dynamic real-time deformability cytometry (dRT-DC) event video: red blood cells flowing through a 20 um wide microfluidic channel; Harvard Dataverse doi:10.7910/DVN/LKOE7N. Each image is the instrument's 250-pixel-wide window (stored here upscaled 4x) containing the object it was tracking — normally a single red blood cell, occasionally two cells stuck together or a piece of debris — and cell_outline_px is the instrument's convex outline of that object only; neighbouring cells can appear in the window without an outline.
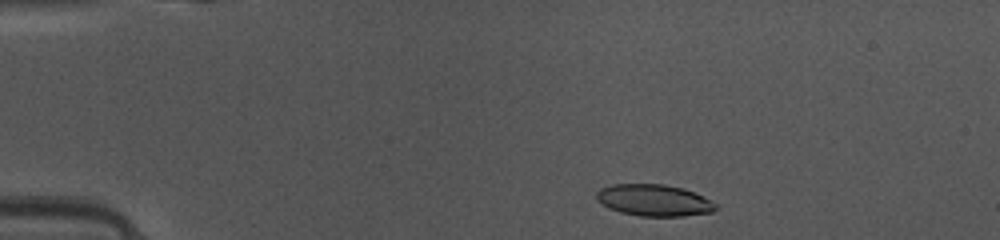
{"species": "common noctule bat (a hibernating species)", "species_latin": "Nyctalus noctula", "temperature_condition": "warm", "stored_images_in_passage": 42, "camera_frame_rate_fps": 3000, "um_per_image_px": 0.085, "animal": {"sex": "female", "body_mass_g": 10.0, "forearm_length_mm": 53.1}, "frame": {"image": 1, "passage_image": 3, "time_ms": 0.667, "image_size_px": [1000, 240], "cell_outline_px": [[716, 208], [712, 212], [684, 216], [640, 216], [620, 212], [608, 208], [596, 200], [596, 192], [600, 188], [612, 184], [664, 184], [684, 188], [704, 196], [716, 204]], "centroid_in_image_um": [55.57, 17.02], "position_along_channel_um": 29.4, "area_um2": 22.14}}
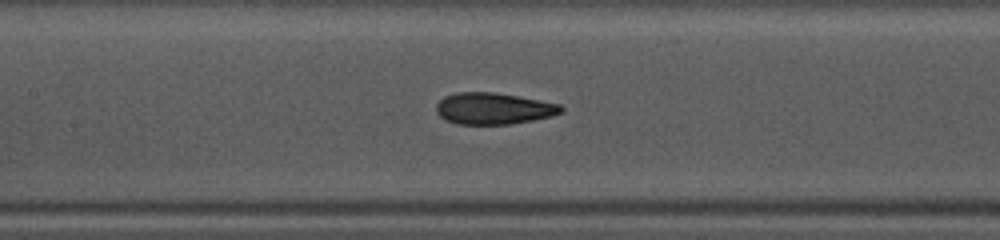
{"frame": {"image": 2, "passage_image": 17, "time_ms": 5.333, "image_size_px": [1000, 240], "cell_outline_px": [[564, 112], [552, 116], [532, 120], [508, 124], [456, 124], [444, 120], [436, 112], [436, 104], [444, 96], [456, 92], [492, 92], [540, 100], [560, 104], [564, 108]], "centroid_in_image_um": [41.93, 9.22], "position_along_channel_um": 165.5, "area_um2": 23.0}}
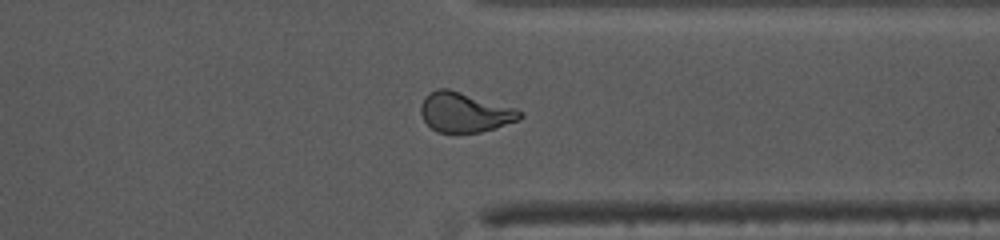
{"frame": {"image": 3, "passage_image": 32, "time_ms": 10.333, "image_size_px": [1000, 240], "cell_outline_px": [[524, 116], [520, 120], [496, 128], [480, 132], [436, 132], [424, 120], [420, 112], [420, 104], [424, 96], [440, 88], [448, 88], [516, 108], [524, 112]], "centroid_in_image_um": [39.53, 9.54], "position_along_channel_um": 371.9, "area_um2": 23.06}, "authors_computed_cell_mechanics": {"area_um2": 23.0333, "velocity_mm_per_s": 4.1417, "shape_relaxation_time_tau1_ms": 4.4667, "shape_relaxation_time_tau2_ms": 0.9405, "deformation_change_tau1": 0.1673, "deformation_change_tau2": 0.0721}}